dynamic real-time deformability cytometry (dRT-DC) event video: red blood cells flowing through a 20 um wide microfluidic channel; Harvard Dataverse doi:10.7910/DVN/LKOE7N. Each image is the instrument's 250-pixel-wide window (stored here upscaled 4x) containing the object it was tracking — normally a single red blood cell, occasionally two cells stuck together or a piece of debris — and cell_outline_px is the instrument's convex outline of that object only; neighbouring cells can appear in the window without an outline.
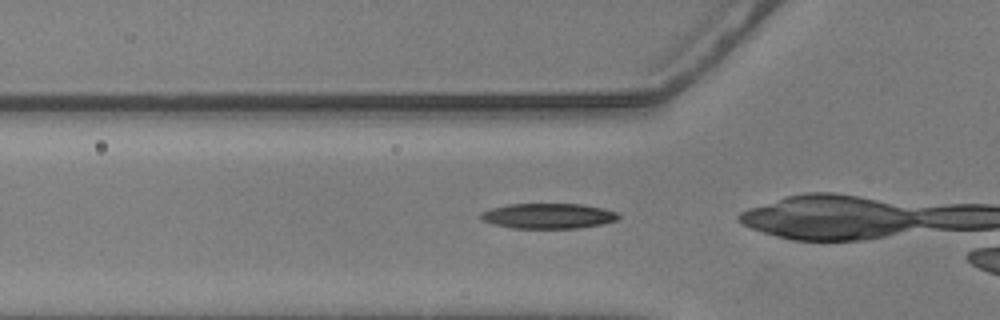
{"species": "common noctule bat (a hibernating species)", "species_latin": "Nyctalus noctula", "temperature_condition": "warm", "stored_images_in_passage": 12, "camera_frame_rate_fps": 3000, "um_per_image_px": 0.085, "animal": {"sex": "male", "body_mass_g": 20.5, "forearm_length_mm": 52.5}, "frame": {"image": 1, "passage_image": 6, "time_ms": 1.667, "image_size_px": [1000, 320], "cell_outline_px": [[620, 216], [616, 220], [600, 224], [580, 228], [512, 228], [492, 224], [480, 220], [480, 212], [492, 208], [508, 204], [584, 204], [604, 208], [616, 212]], "centroid_in_image_um": [46.57, 18.35], "position_along_channel_um": 79.2, "area_um2": 20.35}}
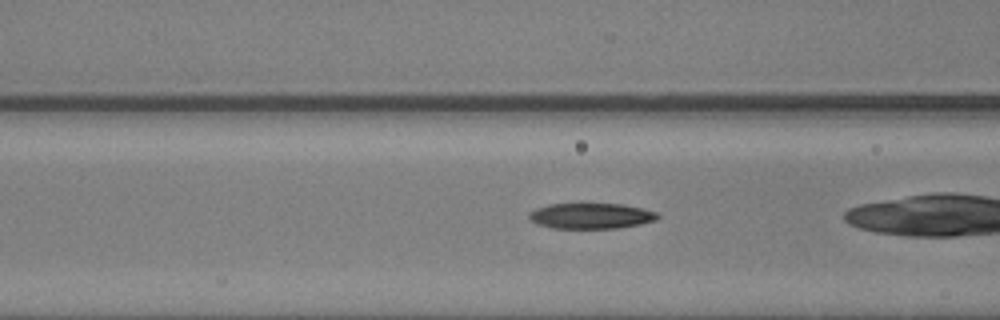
{"frame": {"image": 2, "passage_image": 9, "time_ms": 2.667, "image_size_px": [1000, 320], "cell_outline_px": [[660, 216], [656, 220], [640, 224], [616, 228], [552, 228], [540, 224], [532, 220], [528, 216], [528, 212], [536, 208], [548, 204], [624, 204], [644, 208], [656, 212]], "centroid_in_image_um": [50.26, 18.34], "position_along_channel_um": 116.3, "area_um2": 19.13}}